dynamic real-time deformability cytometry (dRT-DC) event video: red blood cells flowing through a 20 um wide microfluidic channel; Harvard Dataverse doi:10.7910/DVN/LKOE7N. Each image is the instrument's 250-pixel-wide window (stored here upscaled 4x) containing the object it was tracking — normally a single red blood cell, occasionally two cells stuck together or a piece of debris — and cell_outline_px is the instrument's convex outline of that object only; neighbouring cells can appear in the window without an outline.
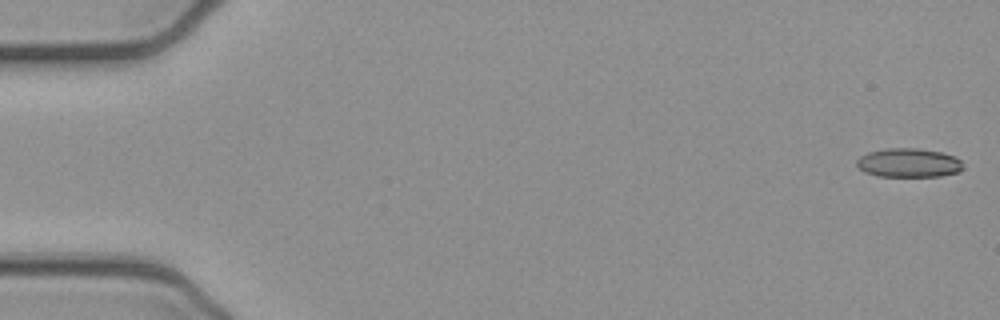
{"species": "common noctule bat (a hibernating species)", "species_latin": "Nyctalus noctula", "temperature_condition": "cold", "stored_images_in_passage": 52, "camera_frame_rate_fps": 3000, "um_per_image_px": 0.085, "animal": {"sex": "female", "body_mass_g": 21.9}, "frame": {"image": 1, "passage_image": 1, "time_ms": 0.0, "image_size_px": [1000, 320], "cell_outline_px": [[964, 168], [960, 172], [940, 176], [876, 176], [864, 172], [856, 164], [856, 160], [860, 156], [868, 152], [888, 148], [920, 148], [944, 152], [960, 160]], "centroid_in_image_um": [77.24, 13.83], "position_along_channel_um": 7.8, "area_um2": 18.09}}
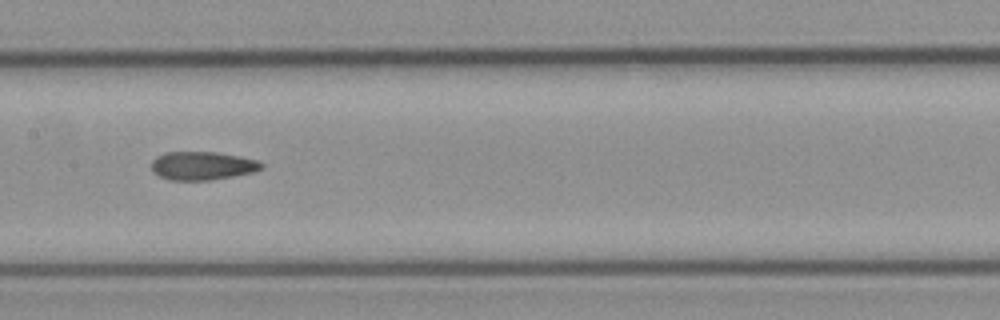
{"frame": {"image": 2, "passage_image": 26, "time_ms": 8.333, "image_size_px": [1000, 320], "cell_outline_px": [[264, 168], [252, 172], [232, 176], [208, 180], [168, 180], [152, 172], [152, 160], [156, 156], [164, 152], [216, 152], [240, 156], [260, 160], [264, 164]], "centroid_in_image_um": [17.2, 14.08], "position_along_channel_um": 190.2, "area_um2": 18.32}}
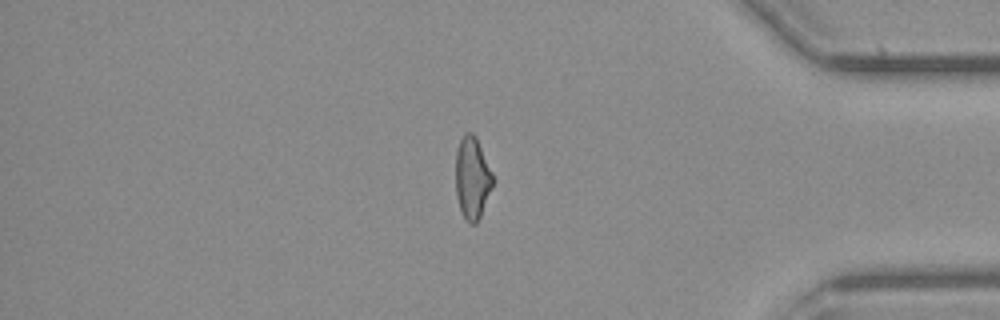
{"frame": {"image": 3, "passage_image": 44, "time_ms": 14.333, "image_size_px": [1000, 320], "cell_outline_px": [[492, 188], [480, 216], [476, 224], [468, 224], [460, 212], [456, 196], [456, 152], [460, 140], [464, 132], [472, 132], [476, 136], [492, 172]], "centroid_in_image_um": [40.12, 15.14], "position_along_channel_um": 395.1, "area_um2": 17.86}, "authors_computed_cell_mechanics": {"area_um2": 18.496, "velocity_mm_per_s": 3.9103, "shape_relaxation_time_tau1_ms": null, "shape_relaxation_time_tau2_ms": 3.7221, "deformation_change_tau1": null, "deformation_change_tau2": 0.1222}}